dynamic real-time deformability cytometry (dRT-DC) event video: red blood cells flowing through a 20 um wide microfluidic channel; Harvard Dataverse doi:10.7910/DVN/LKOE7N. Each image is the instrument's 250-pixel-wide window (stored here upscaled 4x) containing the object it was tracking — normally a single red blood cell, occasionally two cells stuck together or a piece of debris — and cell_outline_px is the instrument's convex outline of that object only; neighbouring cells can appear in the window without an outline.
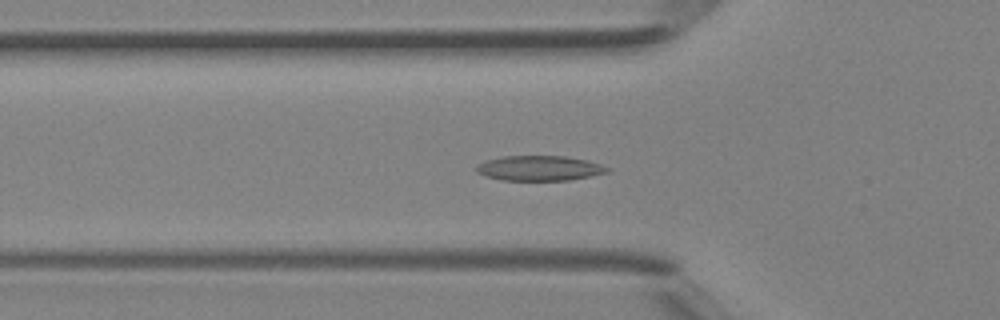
{"species": "Egyptian fruit bat (a non-hibernating species)", "species_latin": "Rousettus aegyptiacus", "temperature_condition": "room temperature", "stored_images_in_passage": 42, "camera_frame_rate_fps": 3000, "um_per_image_px": 0.085, "animal": {"sex": "female"}, "frame": {"image": 1, "passage_image": 14, "time_ms": 4.333, "image_size_px": [1000, 320], "cell_outline_px": [[612, 168], [608, 172], [568, 180], [504, 180], [488, 176], [476, 172], [476, 164], [500, 156], [564, 156], [588, 160]], "centroid_in_image_um": [45.86, 14.28], "position_along_channel_um": 79.9, "area_um2": 18.96}}
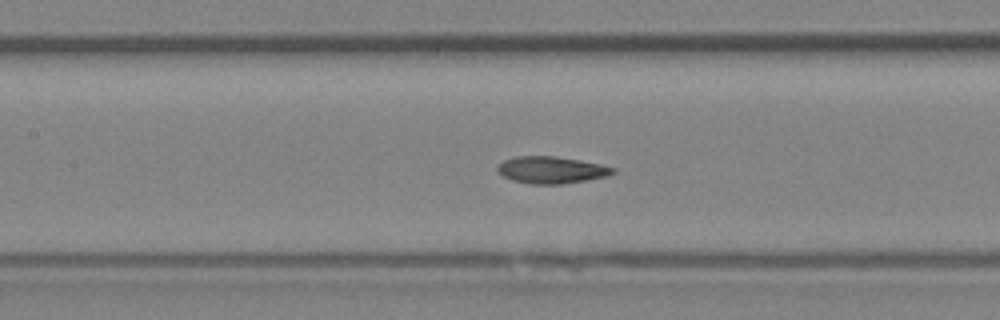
{"frame": {"image": 2, "passage_image": 19, "time_ms": 6.0, "image_size_px": [1000, 320], "cell_outline_px": [[616, 172], [608, 176], [560, 184], [532, 184], [512, 180], [496, 172], [496, 164], [504, 160], [516, 156], [556, 156], [580, 160], [600, 164], [616, 168]], "centroid_in_image_um": [46.83, 14.43], "position_along_channel_um": 160.6, "area_um2": 18.21}}
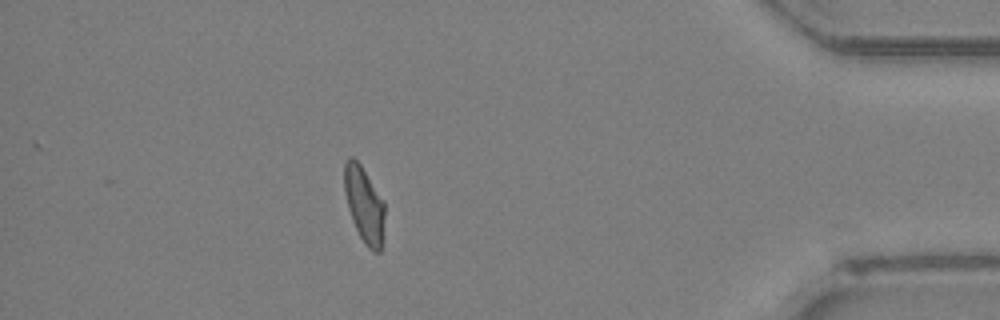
{"frame": {"image": 3, "passage_image": 37, "time_ms": 12.0, "image_size_px": [1000, 320], "cell_outline_px": [[384, 236], [380, 252], [376, 252], [368, 248], [364, 244], [352, 220], [348, 208], [344, 192], [344, 160], [348, 156], [352, 156], [360, 164], [384, 200]], "centroid_in_image_um": [30.96, 17.39], "position_along_channel_um": 404.2, "area_um2": 18.09}}